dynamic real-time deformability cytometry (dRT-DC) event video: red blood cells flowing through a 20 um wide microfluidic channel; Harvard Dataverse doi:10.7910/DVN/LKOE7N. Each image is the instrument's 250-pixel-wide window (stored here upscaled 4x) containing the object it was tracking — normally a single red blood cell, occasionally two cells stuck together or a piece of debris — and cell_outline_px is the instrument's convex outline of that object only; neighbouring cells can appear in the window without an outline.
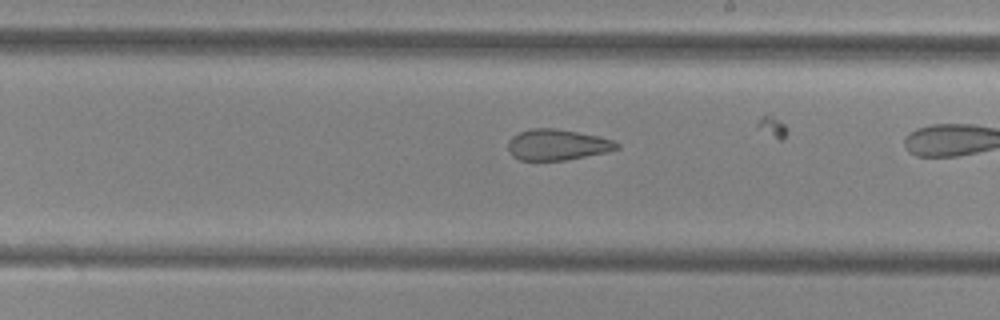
{"species": "common noctule bat (a hibernating species)", "species_latin": "Nyctalus noctula", "temperature_condition": "cold", "stored_images_in_passage": 39, "camera_frame_rate_fps": 3000, "um_per_image_px": 0.085, "animal": {"sex": "female", "body_mass_g": 29.2, "forearm_length_mm": 56.3}, "frame": {"image": 1, "passage_image": 28, "time_ms": 9.0, "image_size_px": [1000, 320], "cell_outline_px": [[620, 148], [608, 152], [564, 160], [520, 160], [512, 156], [508, 152], [508, 140], [512, 136], [520, 132], [532, 128], [556, 128], [596, 136], [612, 140], [620, 144]], "centroid_in_image_um": [47.34, 12.31], "position_along_channel_um": 241.7, "area_um2": 19.54}}
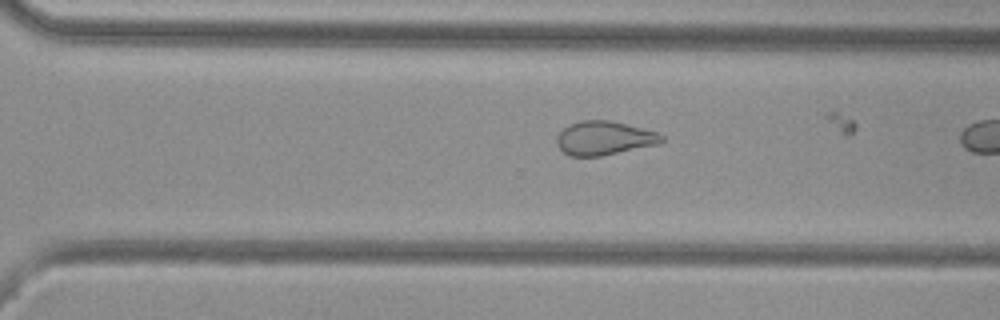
{"frame": {"image": 2, "passage_image": 34, "time_ms": 11.0, "image_size_px": [1000, 320], "cell_outline_px": [[664, 140], [660, 144], [600, 156], [568, 156], [556, 144], [556, 136], [568, 124], [580, 120], [608, 120], [628, 124], [660, 132], [664, 136]], "centroid_in_image_um": [51.38, 11.73], "position_along_channel_um": 319.2, "area_um2": 20.98}}